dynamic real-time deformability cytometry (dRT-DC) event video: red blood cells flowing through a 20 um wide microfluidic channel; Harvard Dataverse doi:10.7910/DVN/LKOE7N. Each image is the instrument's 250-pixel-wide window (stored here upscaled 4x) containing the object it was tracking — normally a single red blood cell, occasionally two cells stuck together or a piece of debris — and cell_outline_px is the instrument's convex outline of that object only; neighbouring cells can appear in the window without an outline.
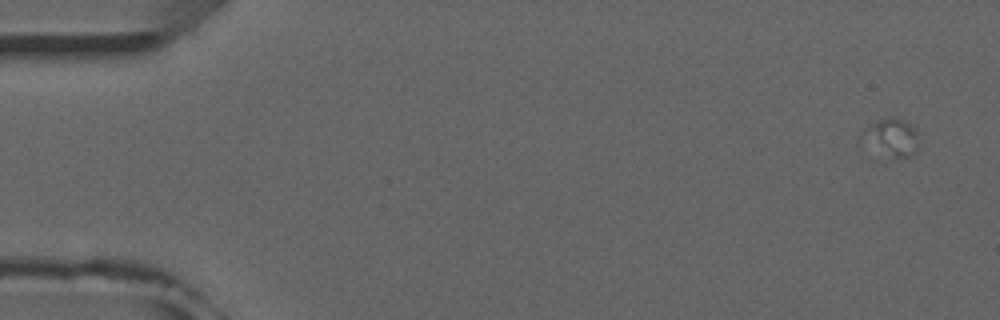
{"species": "common noctule bat (a hibernating species)", "species_latin": "Nyctalus noctula", "temperature_condition": "room temperature", "stored_images_in_passage": 3, "camera_frame_rate_fps": 3000, "um_per_image_px": 0.085, "animal": {"sex": "male", "forearm_length_mm": 52.5}, "frame": {"image": 1, "passage_image": 3, "time_ms": 0.667, "image_size_px": [1000, 320], "cell_outline_px": [[916, 148], [908, 156], [892, 160], [860, 132], [872, 124], [880, 120], [892, 116], [896, 116], [904, 120], [916, 132]], "centroid_in_image_um": [75.84, 11.65], "position_along_channel_um": 9.2, "area_um2": 11.33}}